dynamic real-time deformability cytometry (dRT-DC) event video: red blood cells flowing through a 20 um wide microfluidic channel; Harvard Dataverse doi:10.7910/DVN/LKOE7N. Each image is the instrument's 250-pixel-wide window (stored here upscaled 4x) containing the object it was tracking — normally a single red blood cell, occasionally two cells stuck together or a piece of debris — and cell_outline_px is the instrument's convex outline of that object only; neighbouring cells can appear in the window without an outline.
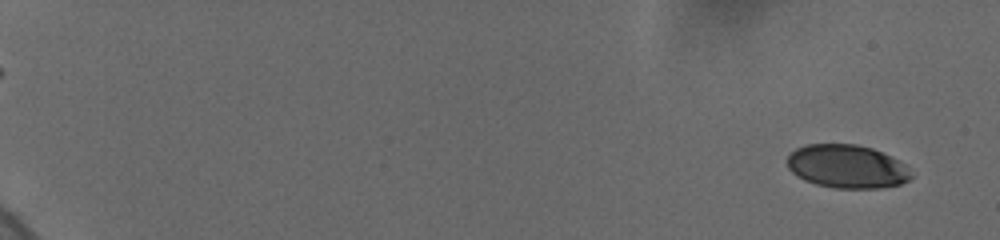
{"species": "human", "species_latin": "Homo sapiens", "temperature_condition": "cold", "stored_images_in_passage": 50, "camera_frame_rate_fps": 3000, "um_per_image_px": 0.085, "donor": {"sex": "female"}, "frame": {"image": 1, "passage_image": 1, "time_ms": 0.0, "image_size_px": [1000, 240], "cell_outline_px": [[912, 176], [908, 180], [900, 184], [880, 188], [836, 188], [816, 184], [804, 180], [792, 172], [788, 168], [788, 156], [796, 148], [808, 144], [856, 144], [872, 148], [900, 160], [904, 164]], "centroid_in_image_um": [71.99, 14.15], "position_along_channel_um": 13.0, "area_um2": 31.21}}
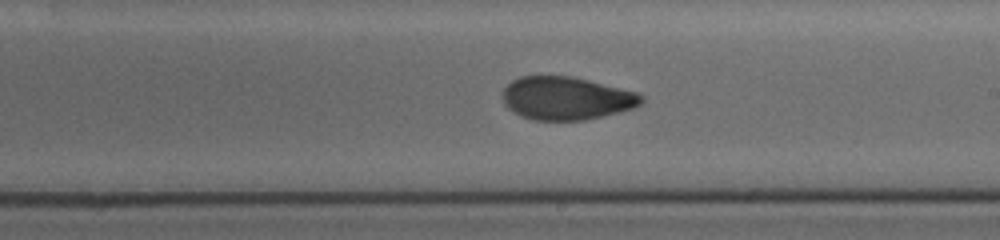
{"frame": {"image": 2, "passage_image": 27, "time_ms": 11.667, "image_size_px": [1000, 240], "cell_outline_px": [[644, 100], [640, 104], [632, 108], [584, 120], [532, 120], [520, 116], [508, 108], [504, 104], [504, 88], [512, 80], [520, 76], [572, 76], [636, 92], [644, 96]], "centroid_in_image_um": [48.11, 8.35], "position_along_channel_um": 240.9, "area_um2": 34.51}}
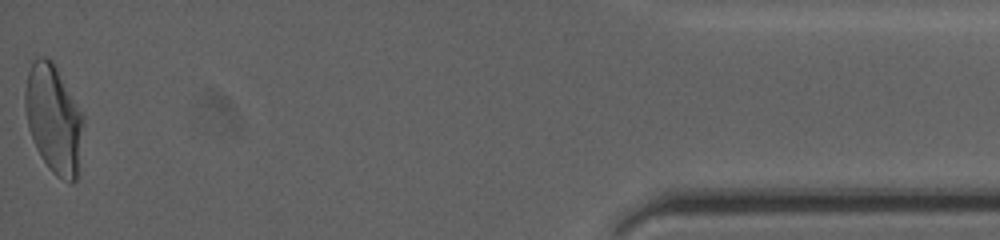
{"frame": {"image": 3, "passage_image": 50, "time_ms": 18.667, "image_size_px": [1000, 240], "cell_outline_px": [[84, 120], [76, 180], [72, 184], [56, 176], [48, 168], [40, 156], [36, 148], [28, 128], [24, 108], [24, 92], [28, 72], [32, 60], [36, 56], [44, 56], [52, 60], [84, 116]], "centroid_in_image_um": [4.54, 10.1], "position_along_channel_um": 430.7, "area_um2": 36.93}, "authors_computed_cell_mechanics": {"area_um2": 34.7667, "velocity_mm_per_s": 3.6874, "shape_relaxation_time_tau1_ms": 6.7484, "shape_relaxation_time_tau2_ms": 1.4129, "deformation_change_tau1": 0.1904, "deformation_change_tau2": 0.0686}}